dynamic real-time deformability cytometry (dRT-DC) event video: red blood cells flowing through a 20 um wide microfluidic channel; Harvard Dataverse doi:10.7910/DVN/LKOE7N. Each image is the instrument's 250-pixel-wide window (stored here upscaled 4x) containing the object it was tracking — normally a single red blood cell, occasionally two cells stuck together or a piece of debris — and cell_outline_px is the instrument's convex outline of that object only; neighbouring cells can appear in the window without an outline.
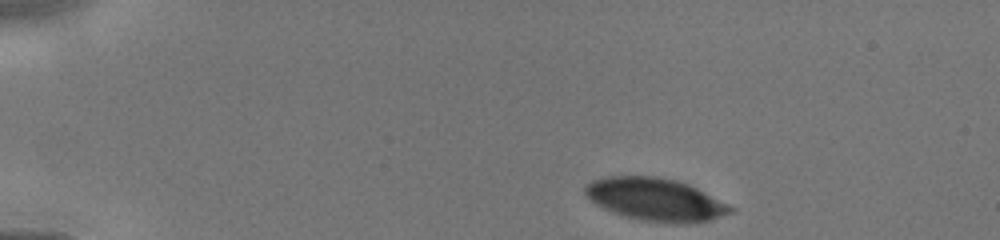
{"species": "human", "species_latin": "Homo sapiens", "temperature_condition": "cold", "stored_images_in_passage": 45, "camera_frame_rate_fps": 3000, "um_per_image_px": 0.085, "donor": {"sex": "male"}, "frame": {"image": 1, "passage_image": 1, "time_ms": 0.0, "image_size_px": [1000, 240], "cell_outline_px": [[736, 212], [712, 220], [688, 224], [668, 224], [640, 220], [624, 216], [612, 212], [596, 204], [584, 192], [584, 184], [592, 180], [604, 176], [656, 176], [676, 180], [688, 184], [736, 208]], "centroid_in_image_um": [55.74, 16.97], "position_along_channel_um": 29.3, "area_um2": 36.65}}
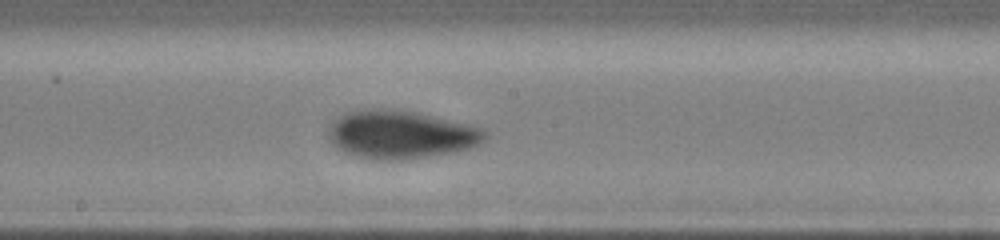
{"frame": {"image": 2, "passage_image": 27, "time_ms": 6.0, "image_size_px": [1000, 240], "cell_outline_px": [[488, 136], [480, 144], [456, 152], [408, 160], [376, 160], [344, 152], [332, 144], [328, 136], [328, 128], [344, 112], [372, 108], [392, 108], [416, 112], [480, 128]], "centroid_in_image_um": [34.03, 11.44], "position_along_channel_um": 214.2, "area_um2": 43.87}}
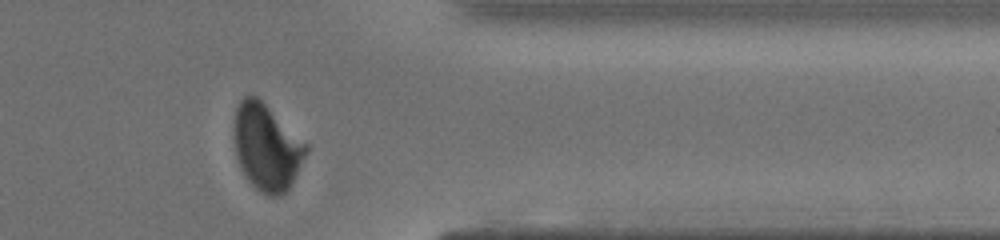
{"frame": {"image": 3, "passage_image": 44, "time_ms": 10.0, "image_size_px": [1000, 240], "cell_outline_px": [[308, 152], [288, 188], [280, 196], [268, 196], [260, 192], [244, 176], [240, 168], [236, 156], [232, 136], [232, 128], [236, 108], [240, 100], [244, 96], [256, 96], [308, 144]], "centroid_in_image_um": [22.62, 12.51], "position_along_channel_um": 388.8, "area_um2": 36.36}}